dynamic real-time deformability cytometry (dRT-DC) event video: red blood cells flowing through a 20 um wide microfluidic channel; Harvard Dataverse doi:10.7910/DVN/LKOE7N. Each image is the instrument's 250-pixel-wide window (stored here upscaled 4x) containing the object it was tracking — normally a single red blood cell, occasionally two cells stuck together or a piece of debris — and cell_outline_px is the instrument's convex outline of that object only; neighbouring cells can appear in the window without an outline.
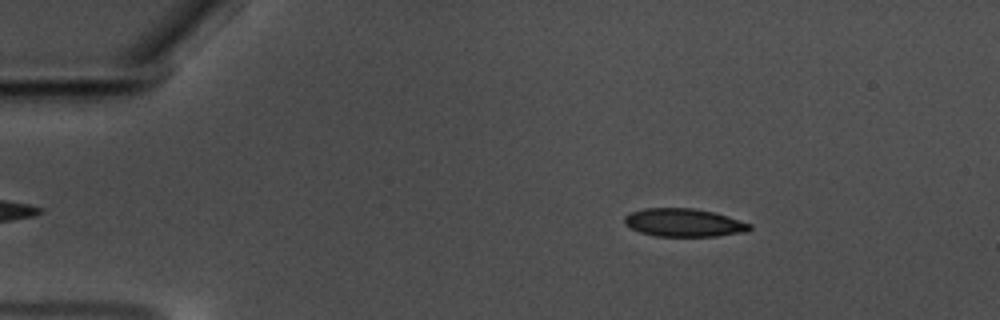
{"species": "common noctule bat (a hibernating species)", "species_latin": "Nyctalus noctula", "temperature_condition": "warm", "stored_images_in_passage": 54, "camera_frame_rate_fps": 3000, "um_per_image_px": 0.085, "animal": {"sex": "male", "body_mass_g": 17.5, "forearm_length_mm": 52.3}, "frame": {"image": 1, "passage_image": 6, "time_ms": 1.667, "image_size_px": [1000, 320], "cell_outline_px": [[752, 228], [744, 232], [716, 236], [656, 236], [640, 232], [624, 224], [624, 216], [628, 212], [644, 208], [696, 208], [728, 216], [752, 224]], "centroid_in_image_um": [58.1, 18.91], "position_along_channel_um": 26.9, "area_um2": 20.58}}
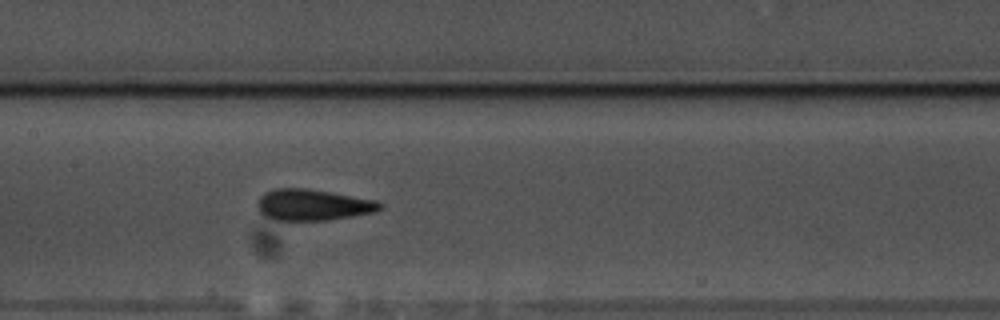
{"frame": {"image": 2, "passage_image": 25, "time_ms": 8.0, "image_size_px": [1000, 320], "cell_outline_px": [[384, 208], [376, 212], [328, 220], [276, 220], [264, 216], [260, 212], [256, 204], [260, 196], [264, 192], [276, 188], [308, 188], [376, 200], [384, 204]], "centroid_in_image_um": [26.61, 17.41], "position_along_channel_um": 180.8, "area_um2": 22.48}}
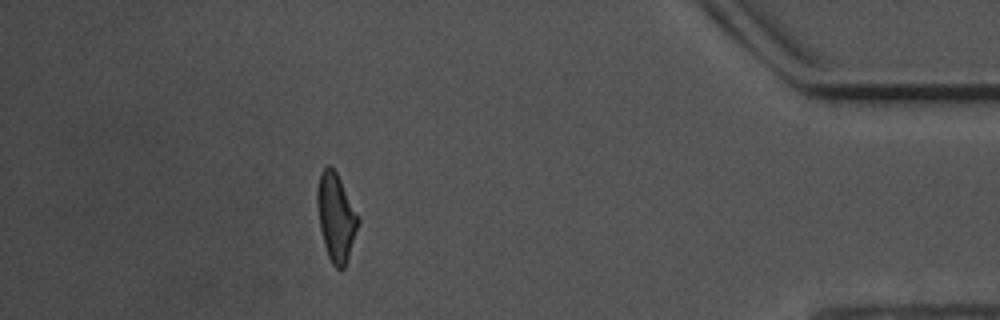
{"frame": {"image": 3, "passage_image": 48, "time_ms": 15.667, "image_size_px": [1000, 320], "cell_outline_px": [[360, 220], [344, 268], [336, 268], [332, 264], [328, 256], [324, 244], [320, 228], [316, 204], [316, 188], [320, 172], [328, 164], [336, 172]], "centroid_in_image_um": [28.52, 18.44], "position_along_channel_um": 406.7, "area_um2": 20.58}, "authors_computed_cell_mechanics": {"area_um2": 21.2704, "velocity_mm_per_s": 3.5515, "shape_relaxation_time_tau1_ms": 4.9941, "shape_relaxation_time_tau2_ms": 1.3543, "deformation_change_tau1": 0.1653, "deformation_change_tau2": 0.1094}}